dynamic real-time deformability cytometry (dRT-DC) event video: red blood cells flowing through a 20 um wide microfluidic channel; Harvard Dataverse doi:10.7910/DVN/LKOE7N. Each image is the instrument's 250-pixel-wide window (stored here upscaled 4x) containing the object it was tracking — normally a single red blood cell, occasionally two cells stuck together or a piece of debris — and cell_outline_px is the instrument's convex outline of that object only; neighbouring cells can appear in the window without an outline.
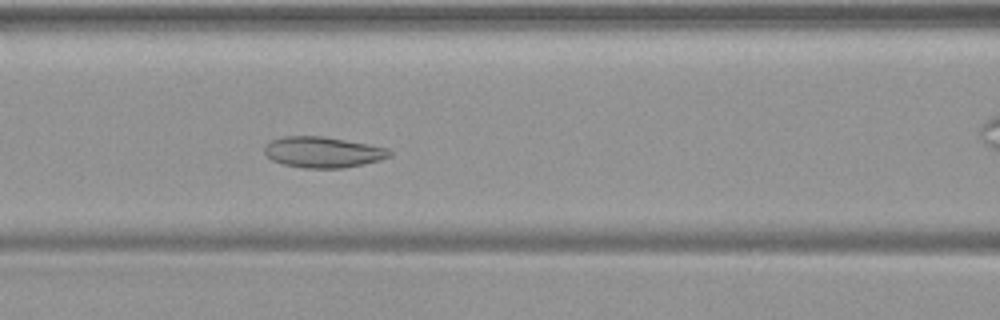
{"species": "common noctule bat (a hibernating species)", "species_latin": "Nyctalus noctula", "temperature_condition": "warm", "stored_images_in_passage": 40, "camera_frame_rate_fps": 3000, "um_per_image_px": 0.085, "animal": {"sex": "female", "body_mass_g": 19.9}, "frame": {"image": 1, "passage_image": 15, "time_ms": 4.667, "image_size_px": [1000, 320], "cell_outline_px": [[392, 156], [380, 160], [364, 164], [344, 168], [304, 168], [284, 164], [272, 160], [264, 152], [264, 144], [268, 140], [284, 136], [324, 136], [388, 148], [392, 152]], "centroid_in_image_um": [27.43, 12.93], "position_along_channel_um": 139.2, "area_um2": 22.66}}
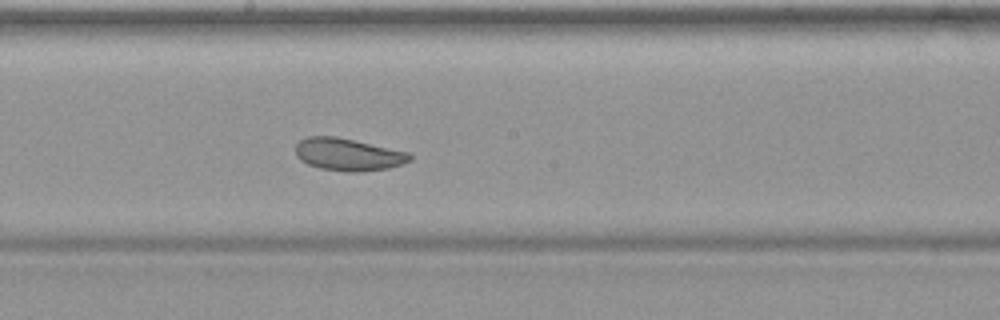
{"frame": {"image": 2, "passage_image": 21, "time_ms": 6.667, "image_size_px": [1000, 320], "cell_outline_px": [[412, 160], [388, 168], [360, 172], [348, 172], [320, 168], [308, 164], [300, 160], [296, 156], [296, 144], [300, 140], [308, 136], [336, 136], [408, 152], [412, 156]], "centroid_in_image_um": [29.57, 13.13], "position_along_channel_um": 218.6, "area_um2": 21.5}}
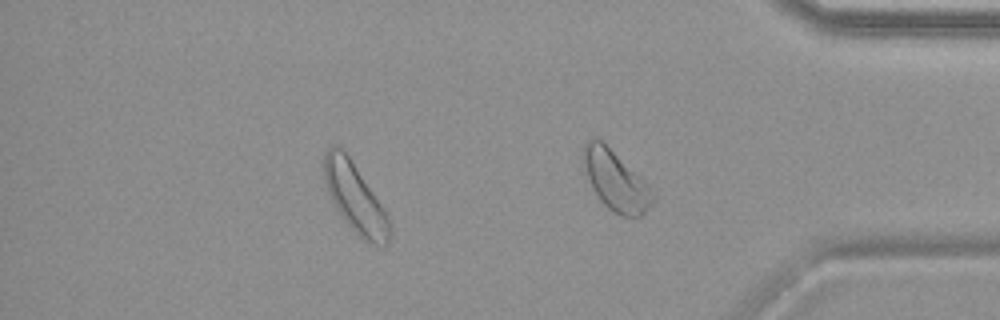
{"frame": {"image": 3, "passage_image": 34, "time_ms": 11.0, "image_size_px": [1000, 320], "cell_outline_px": [[392, 232], [388, 244], [376, 244], [360, 236], [348, 224], [336, 208], [328, 192], [324, 180], [324, 152], [332, 144], [340, 148], [348, 156], [388, 216], [392, 224]], "centroid_in_image_um": [30.18, 16.82], "position_along_channel_um": 405.0, "area_um2": 25.49}}